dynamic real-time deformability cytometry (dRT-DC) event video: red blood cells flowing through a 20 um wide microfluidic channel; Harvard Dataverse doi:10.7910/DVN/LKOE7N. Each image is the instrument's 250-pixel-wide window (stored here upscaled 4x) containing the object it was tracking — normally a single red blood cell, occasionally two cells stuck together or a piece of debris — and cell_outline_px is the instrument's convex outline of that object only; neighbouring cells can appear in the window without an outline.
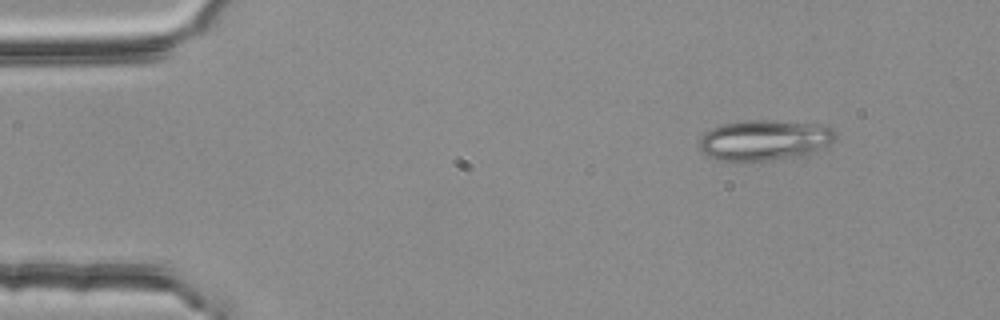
{"species": "common noctule bat (a hibernating species)", "species_latin": "Nyctalus noctula", "temperature_condition": "room temperature", "stored_images_in_passage": 4, "camera_frame_rate_fps": 3000, "um_per_image_px": 0.085, "animal": {"sex": "female", "body_mass_g": 25.1}, "frame": {"image": 1, "passage_image": 2, "time_ms": 0.333, "image_size_px": [1000, 320], "cell_outline_px": [[836, 140], [832, 144], [816, 152], [800, 156], [768, 160], [716, 160], [700, 152], [700, 140], [712, 128], [720, 124], [744, 120], [776, 120], [828, 124], [836, 132]], "centroid_in_image_um": [65.08, 11.89], "position_along_channel_um": 19.9, "area_um2": 32.66}}